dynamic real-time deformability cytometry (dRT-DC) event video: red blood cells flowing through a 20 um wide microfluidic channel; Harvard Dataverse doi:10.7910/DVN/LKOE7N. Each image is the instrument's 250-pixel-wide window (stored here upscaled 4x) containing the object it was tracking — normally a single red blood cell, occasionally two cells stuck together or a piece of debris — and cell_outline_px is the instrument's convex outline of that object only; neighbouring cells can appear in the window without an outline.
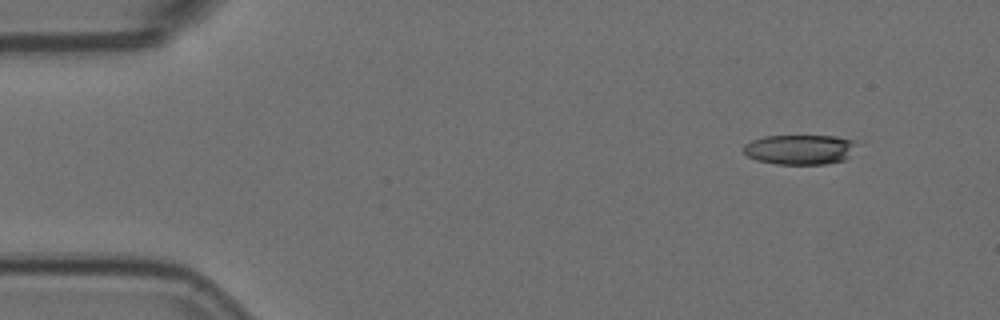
{"species": "Egyptian fruit bat (a non-hibernating species)", "species_latin": "Rousettus aegyptiacus", "temperature_condition": "room temperature", "stored_images_in_passage": 4, "camera_frame_rate_fps": 3000, "um_per_image_px": 0.085, "animal": {"sex": "female"}, "frame": {"image": 1, "passage_image": 1, "time_ms": 0.0, "image_size_px": [1000, 320], "cell_outline_px": [[856, 140], [848, 156], [844, 160], [824, 164], [776, 164], [756, 160], [748, 156], [744, 152], [744, 144], [752, 140], [764, 136], [836, 136]], "centroid_in_image_um": [67.94, 12.7], "position_along_channel_um": 17.1, "area_um2": 19.54}}
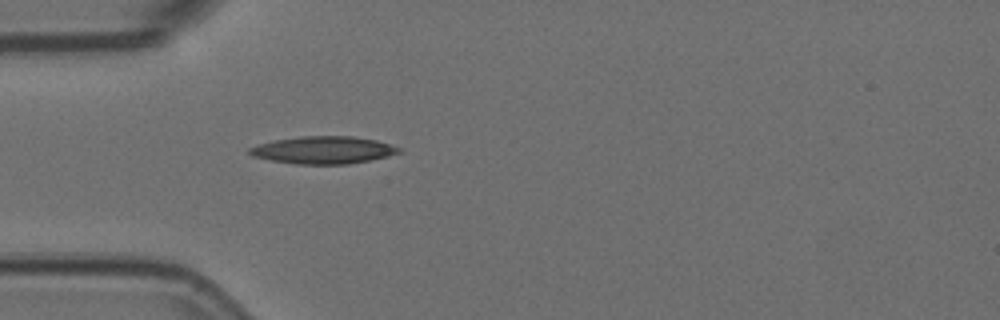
{"frame": {"image": 2, "passage_image": 4, "time_ms": 1.0, "image_size_px": [1000, 320], "cell_outline_px": [[404, 152], [388, 156], [348, 164], [296, 164], [272, 160], [252, 156], [248, 152], [248, 148], [260, 144], [276, 140], [300, 136], [352, 136], [376, 140], [400, 148]], "centroid_in_image_um": [27.5, 12.75], "position_along_channel_um": 57.5, "area_um2": 23.7}}